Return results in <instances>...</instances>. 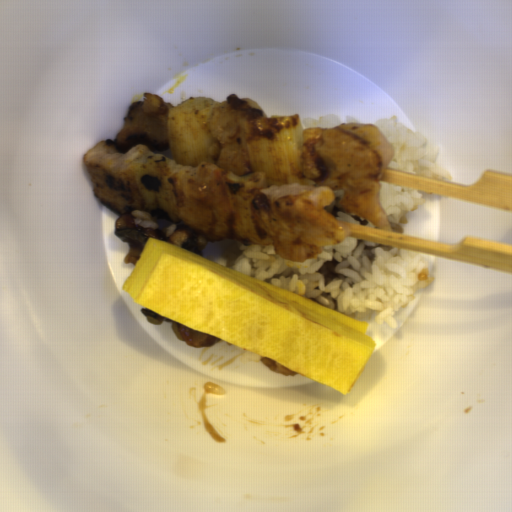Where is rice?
I'll return each instance as SVG.
<instances>
[{
  "label": "rice",
  "mask_w": 512,
  "mask_h": 512,
  "mask_svg": "<svg viewBox=\"0 0 512 512\" xmlns=\"http://www.w3.org/2000/svg\"><path fill=\"white\" fill-rule=\"evenodd\" d=\"M202 257L229 269L357 318L397 331L396 316L435 277L427 259L401 247L344 237L312 259L294 262L270 245L207 241Z\"/></svg>",
  "instance_id": "rice-1"
},
{
  "label": "rice",
  "mask_w": 512,
  "mask_h": 512,
  "mask_svg": "<svg viewBox=\"0 0 512 512\" xmlns=\"http://www.w3.org/2000/svg\"><path fill=\"white\" fill-rule=\"evenodd\" d=\"M372 124L377 125L393 148V156L387 168L438 179H453L449 171L438 162V147L421 133L408 128L398 116Z\"/></svg>",
  "instance_id": "rice-2"
},
{
  "label": "rice",
  "mask_w": 512,
  "mask_h": 512,
  "mask_svg": "<svg viewBox=\"0 0 512 512\" xmlns=\"http://www.w3.org/2000/svg\"><path fill=\"white\" fill-rule=\"evenodd\" d=\"M423 201V196L416 189L380 180V204L392 228L388 230L403 231L409 222V214Z\"/></svg>",
  "instance_id": "rice-3"
},
{
  "label": "rice",
  "mask_w": 512,
  "mask_h": 512,
  "mask_svg": "<svg viewBox=\"0 0 512 512\" xmlns=\"http://www.w3.org/2000/svg\"><path fill=\"white\" fill-rule=\"evenodd\" d=\"M342 197H343V193H341L340 191H338L336 189L335 196H334V198H333V200L331 202L330 208H329V210L341 222H346V223H352V224H357V225H362V226H367V227L378 228L373 223H371L370 221L364 219L363 217H361V216H359L357 214H354V213L347 212L345 209H343L341 207Z\"/></svg>",
  "instance_id": "rice-4"
},
{
  "label": "rice",
  "mask_w": 512,
  "mask_h": 512,
  "mask_svg": "<svg viewBox=\"0 0 512 512\" xmlns=\"http://www.w3.org/2000/svg\"><path fill=\"white\" fill-rule=\"evenodd\" d=\"M302 130L304 128H330L334 126H339L344 123H360L358 119L353 117H344L341 118L335 114H329L321 117L320 119L314 118H304L300 120Z\"/></svg>",
  "instance_id": "rice-5"
},
{
  "label": "rice",
  "mask_w": 512,
  "mask_h": 512,
  "mask_svg": "<svg viewBox=\"0 0 512 512\" xmlns=\"http://www.w3.org/2000/svg\"><path fill=\"white\" fill-rule=\"evenodd\" d=\"M131 213L134 217L136 224H138L142 228L154 229L160 226L158 223V218H153L146 209L131 210Z\"/></svg>",
  "instance_id": "rice-6"
},
{
  "label": "rice",
  "mask_w": 512,
  "mask_h": 512,
  "mask_svg": "<svg viewBox=\"0 0 512 512\" xmlns=\"http://www.w3.org/2000/svg\"><path fill=\"white\" fill-rule=\"evenodd\" d=\"M260 361L271 371L284 375H297L299 372L263 355H260Z\"/></svg>",
  "instance_id": "rice-7"
}]
</instances>
